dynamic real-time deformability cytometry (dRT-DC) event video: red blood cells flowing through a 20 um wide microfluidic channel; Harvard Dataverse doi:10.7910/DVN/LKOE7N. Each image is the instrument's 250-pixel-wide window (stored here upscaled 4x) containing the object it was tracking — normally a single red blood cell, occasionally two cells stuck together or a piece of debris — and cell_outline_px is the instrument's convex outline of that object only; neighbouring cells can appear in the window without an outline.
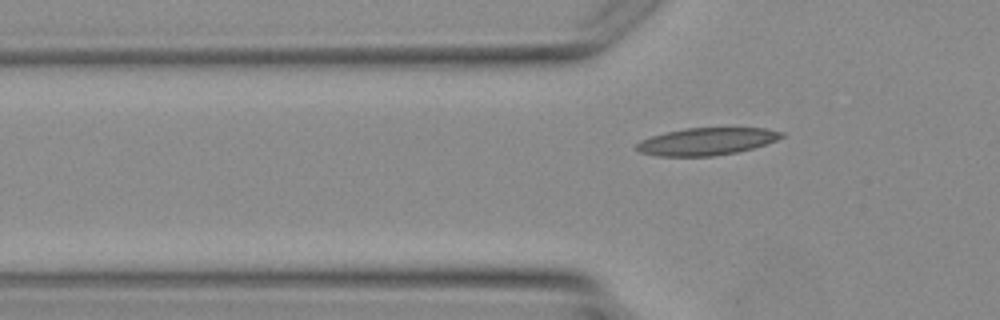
{"species": "Egyptian fruit bat (a non-hibernating species)", "species_latin": "Rousettus aegyptiacus", "temperature_condition": "warm", "stored_images_in_passage": 3, "camera_frame_rate_fps": 3000, "um_per_image_px": 0.085, "animal": {"sex": "female"}, "frame": {"image": 1, "passage_image": 3, "time_ms": 3.333, "image_size_px": [1000, 320], "cell_outline_px": [[784, 136], [776, 140], [752, 148], [736, 152], [712, 156], [656, 156], [640, 152], [636, 148], [636, 144], [640, 140], [652, 136], [684, 128], [764, 128], [784, 132]], "centroid_in_image_um": [60.05, 12.02], "position_along_channel_um": 65.8, "area_um2": 22.89}}